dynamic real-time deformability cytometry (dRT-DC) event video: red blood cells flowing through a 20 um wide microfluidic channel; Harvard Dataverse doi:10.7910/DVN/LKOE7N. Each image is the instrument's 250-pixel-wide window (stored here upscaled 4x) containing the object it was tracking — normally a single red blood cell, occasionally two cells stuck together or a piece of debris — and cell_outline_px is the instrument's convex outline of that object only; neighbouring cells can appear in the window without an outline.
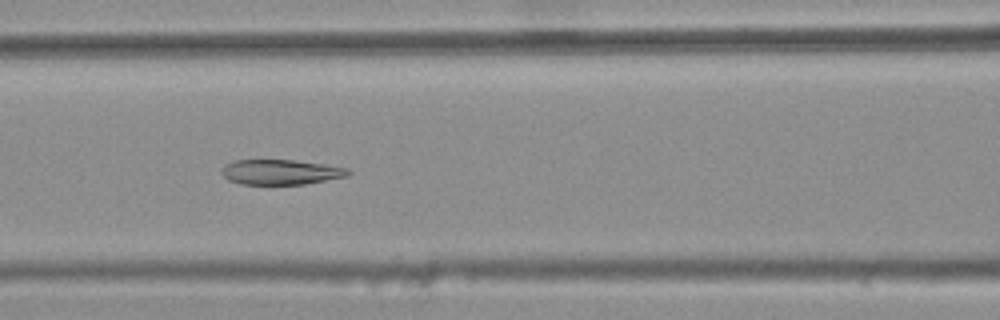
{"species": "common noctule bat (a hibernating species)", "species_latin": "Nyctalus noctula", "temperature_condition": "warm", "stored_images_in_passage": 33, "camera_frame_rate_fps": 3000, "um_per_image_px": 0.085, "animal": {"sex": "female", "body_mass_g": 25.1}, "frame": {"image": 1, "passage_image": 10, "time_ms": 3.0, "image_size_px": [1000, 320], "cell_outline_px": [[352, 172], [348, 176], [304, 184], [240, 184], [228, 180], [220, 172], [224, 164], [236, 160], [292, 160], [324, 164], [348, 168]], "centroid_in_image_um": [23.85, 14.62], "position_along_channel_um": 142.7, "area_um2": 18.5}}
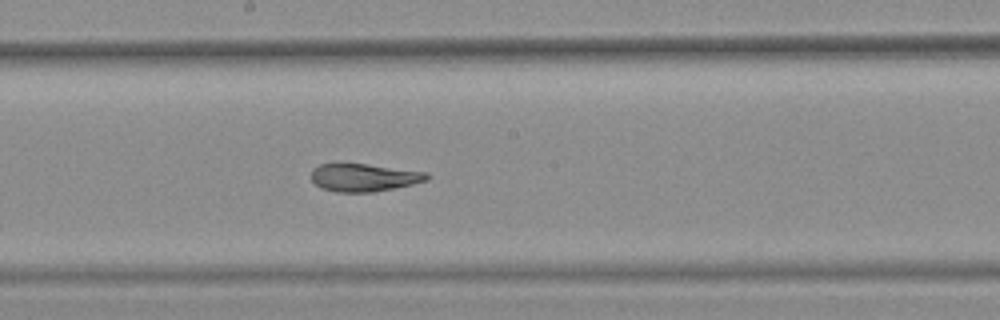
{"frame": {"image": 2, "passage_image": 16, "time_ms": 5.0, "image_size_px": [1000, 320], "cell_outline_px": [[428, 180], [412, 184], [372, 192], [336, 192], [320, 188], [312, 180], [312, 168], [320, 164], [368, 164], [428, 172]], "centroid_in_image_um": [30.92, 15.09], "position_along_channel_um": 217.3, "area_um2": 18.61}}
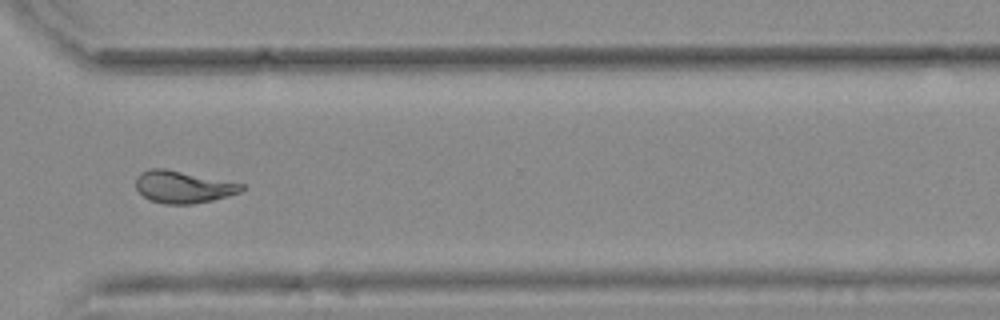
{"frame": {"image": 3, "passage_image": 27, "time_ms": 8.667, "image_size_px": [1000, 320], "cell_outline_px": [[244, 188], [240, 192], [228, 196], [212, 200], [192, 204], [164, 204], [152, 200], [144, 196], [136, 188], [136, 176], [140, 172], [148, 168], [164, 168], [244, 184]], "centroid_in_image_um": [15.54, 15.88], "position_along_channel_um": 355.1, "area_um2": 19.71}, "authors_computed_cell_mechanics": {"area_um2": 19.652, "velocity_mm_per_s": 3.7411, "shape_relaxation_time_tau1_ms": null, "shape_relaxation_time_tau2_ms": 1.6873, "deformation_change_tau1": null, "deformation_change_tau2": 0.0749}}